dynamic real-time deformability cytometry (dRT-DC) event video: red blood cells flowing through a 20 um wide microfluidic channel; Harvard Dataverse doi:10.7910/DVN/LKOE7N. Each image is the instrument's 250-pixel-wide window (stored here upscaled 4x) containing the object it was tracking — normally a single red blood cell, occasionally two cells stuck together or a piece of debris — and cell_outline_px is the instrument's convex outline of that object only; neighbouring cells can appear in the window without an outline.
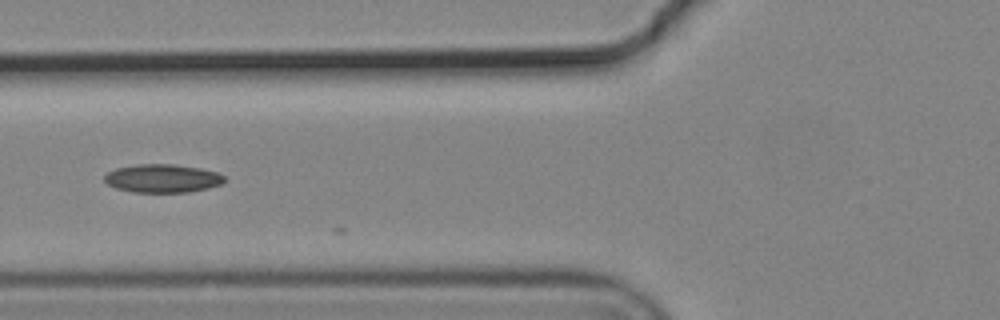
{"species": "common noctule bat (a hibernating species)", "species_latin": "Nyctalus noctula", "temperature_condition": "cold", "stored_images_in_passage": 6, "camera_frame_rate_fps": 3000, "um_per_image_px": 0.085, "animal": {"sex": "male", "body_mass_g": 19.2, "forearm_length_mm": 51.8}, "frame": {"image": 1, "passage_image": 6, "time_ms": 1.667, "image_size_px": [1000, 320], "cell_outline_px": [[224, 180], [220, 184], [208, 188], [188, 192], [132, 192], [116, 188], [108, 184], [104, 180], [104, 176], [108, 172], [116, 168], [136, 164], [172, 164], [200, 168], [216, 172], [224, 176]], "centroid_in_image_um": [13.78, 15.16], "position_along_channel_um": 112.0, "area_um2": 19.71}}